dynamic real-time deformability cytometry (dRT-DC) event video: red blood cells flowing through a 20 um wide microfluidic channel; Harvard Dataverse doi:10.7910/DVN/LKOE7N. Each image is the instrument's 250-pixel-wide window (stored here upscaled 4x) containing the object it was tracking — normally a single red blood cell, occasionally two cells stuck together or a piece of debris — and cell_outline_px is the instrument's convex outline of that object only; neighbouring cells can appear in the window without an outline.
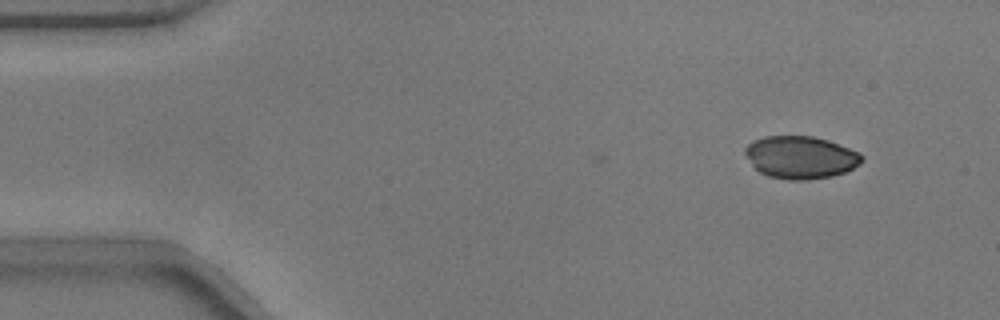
{"species": "common noctule bat (a hibernating species)", "species_latin": "Nyctalus noctula", "temperature_condition": "warm", "stored_images_in_passage": 4, "camera_frame_rate_fps": 3000, "um_per_image_px": 0.085, "animal": {"sex": "male", "body_mass_g": 17.9}, "frame": {"image": 1, "passage_image": 2, "time_ms": 0.333, "image_size_px": [1000, 320], "cell_outline_px": [[864, 160], [860, 164], [844, 172], [832, 176], [808, 180], [788, 180], [768, 176], [760, 172], [752, 164], [744, 152], [744, 148], [752, 140], [764, 136], [812, 136], [828, 140], [860, 152], [864, 156]], "centroid_in_image_um": [68.06, 13.37], "position_along_channel_um": 16.9, "area_um2": 29.07}}